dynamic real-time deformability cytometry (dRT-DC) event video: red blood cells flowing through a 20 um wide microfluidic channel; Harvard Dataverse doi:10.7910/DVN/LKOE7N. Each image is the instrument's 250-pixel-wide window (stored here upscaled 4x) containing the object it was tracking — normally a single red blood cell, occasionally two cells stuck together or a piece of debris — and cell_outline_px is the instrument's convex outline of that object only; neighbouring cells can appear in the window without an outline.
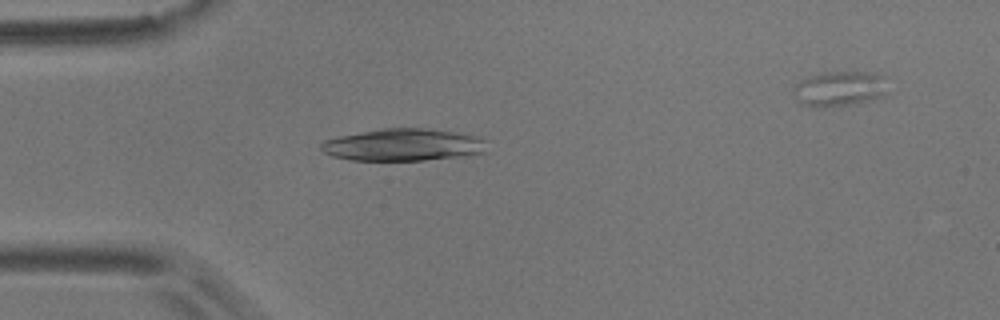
{"species": "common noctule bat (a hibernating species)", "species_latin": "Nyctalus noctula", "temperature_condition": "room temperature", "stored_images_in_passage": 49, "camera_frame_rate_fps": 3000, "um_per_image_px": 0.085, "animal": {"sex": "male", "body_mass_g": 17.9}, "frame": {"image": 1, "passage_image": 10, "time_ms": 3.0, "image_size_px": [1000, 320], "cell_outline_px": [[488, 152], [468, 156], [424, 160], [352, 160], [332, 156], [324, 152], [320, 148], [320, 144], [324, 140], [340, 136], [384, 128], [424, 128], [480, 136], [484, 140]], "centroid_in_image_um": [34.32, 12.32], "position_along_channel_um": 50.7, "area_um2": 31.15}}
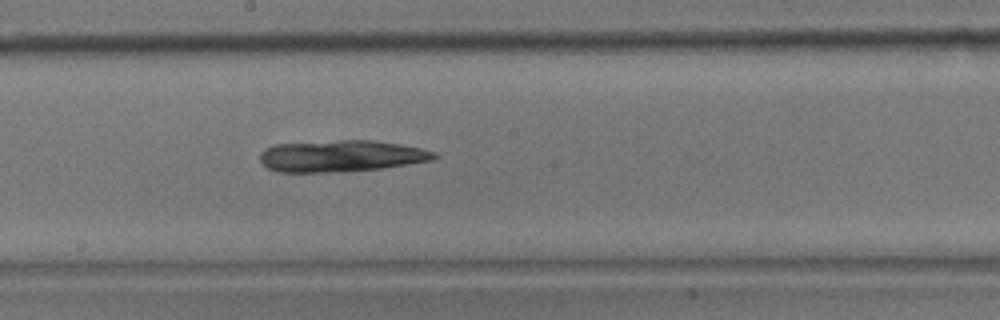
{"frame": {"image": 2, "passage_image": 25, "time_ms": 8.0, "image_size_px": [1000, 320], "cell_outline_px": [[440, 156], [432, 160], [384, 168], [324, 172], [276, 172], [268, 168], [260, 160], [260, 152], [264, 148], [276, 144], [340, 140], [372, 140], [400, 144], [420, 148], [436, 152]], "centroid_in_image_um": [29.0, 13.25], "position_along_channel_um": 219.2, "area_um2": 32.02}}
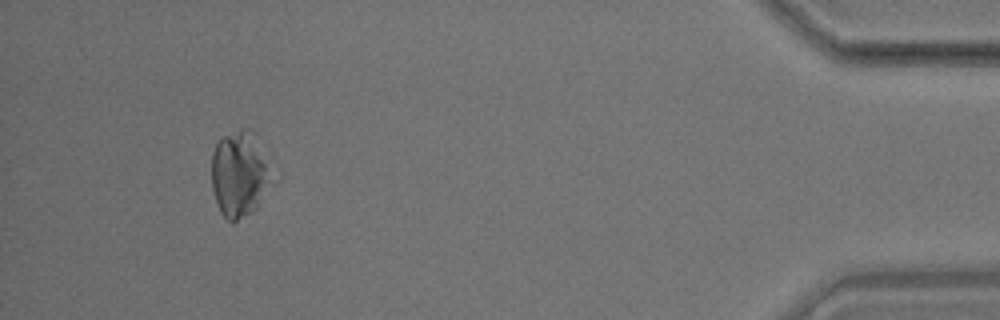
{"frame": {"image": 3, "passage_image": 47, "time_ms": 15.333, "image_size_px": [1000, 320], "cell_outline_px": [[280, 180], [256, 208], [252, 212], [232, 224], [220, 212], [212, 188], [212, 152], [216, 144], [224, 136], [244, 128], [252, 128], [256, 132], [280, 172]], "centroid_in_image_um": [20.56, 14.77], "position_along_channel_um": 414.6, "area_um2": 32.71}}